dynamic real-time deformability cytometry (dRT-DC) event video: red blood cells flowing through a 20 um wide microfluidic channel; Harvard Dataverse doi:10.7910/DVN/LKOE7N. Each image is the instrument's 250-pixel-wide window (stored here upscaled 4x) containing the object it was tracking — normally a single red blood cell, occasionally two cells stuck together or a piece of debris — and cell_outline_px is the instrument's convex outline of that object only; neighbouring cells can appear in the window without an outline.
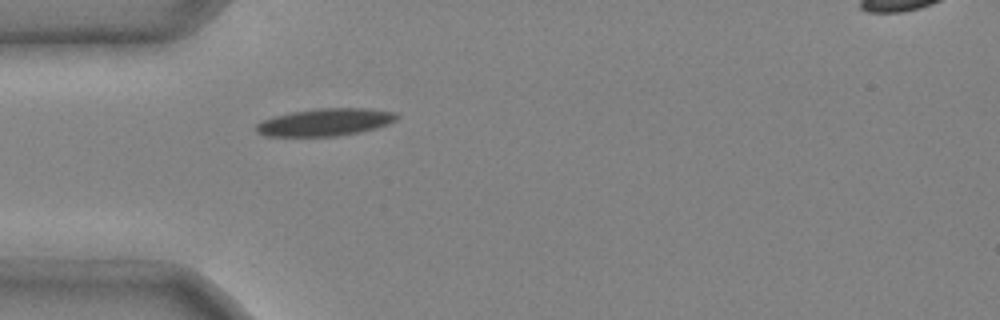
{"species": "common noctule bat (a hibernating species)", "species_latin": "Nyctalus noctula", "temperature_condition": "cold", "stored_images_in_passage": 4, "camera_frame_rate_fps": 3000, "um_per_image_px": 0.085, "animal": {"sex": "male", "body_mass_g": 20.4}, "frame": {"image": 1, "passage_image": 4, "time_ms": 1.0, "image_size_px": [1000, 320], "cell_outline_px": [[400, 116], [396, 120], [388, 124], [376, 128], [360, 132], [336, 136], [264, 136], [256, 132], [256, 124], [264, 120], [276, 116], [292, 112], [316, 108], [368, 108], [396, 112]], "centroid_in_image_um": [27.68, 10.38], "position_along_channel_um": 57.3, "area_um2": 22.48}}